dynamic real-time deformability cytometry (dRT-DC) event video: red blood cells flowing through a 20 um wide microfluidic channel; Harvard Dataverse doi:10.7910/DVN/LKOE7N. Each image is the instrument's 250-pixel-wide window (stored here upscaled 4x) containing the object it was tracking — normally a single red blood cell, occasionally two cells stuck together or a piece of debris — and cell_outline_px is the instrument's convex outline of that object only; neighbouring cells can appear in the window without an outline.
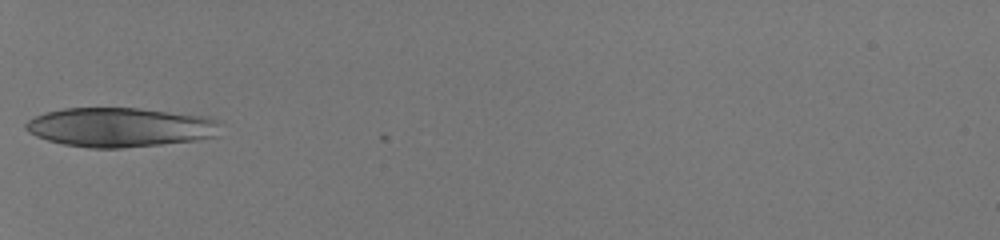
{"species": "human", "species_latin": "Homo sapiens", "temperature_condition": "room temperature", "stored_images_in_passage": 30, "camera_frame_rate_fps": 3000, "um_per_image_px": 0.085, "donor": {"sex": "male"}, "frame": {"image": 1, "passage_image": 1, "time_ms": 0.0, "image_size_px": [1000, 240], "cell_outline_px": [[216, 136], [196, 140], [124, 148], [88, 148], [64, 144], [48, 140], [36, 136], [28, 132], [24, 128], [24, 124], [28, 120], [44, 112], [64, 108], [136, 108], [212, 116], [216, 120]], "centroid_in_image_um": [10.16, 10.81], "position_along_channel_um": 74.8, "area_um2": 44.62}}
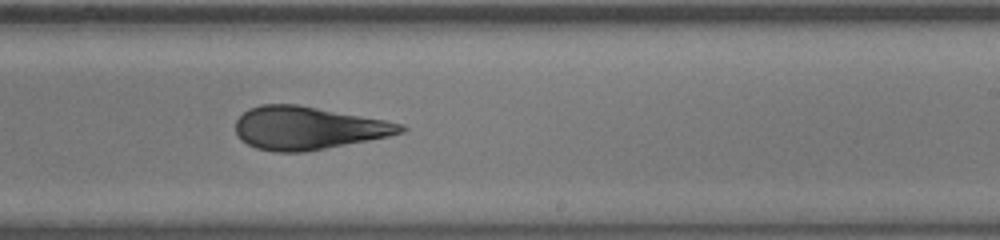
{"frame": {"image": 2, "passage_image": 15, "time_ms": 4.667, "image_size_px": [1000, 240], "cell_outline_px": [[408, 128], [404, 132], [388, 136], [368, 140], [304, 152], [276, 152], [256, 148], [240, 140], [236, 132], [236, 120], [248, 108], [260, 104], [296, 104], [384, 120], [404, 124]], "centroid_in_image_um": [26.15, 10.88], "position_along_channel_um": 262.9, "area_um2": 41.1}}
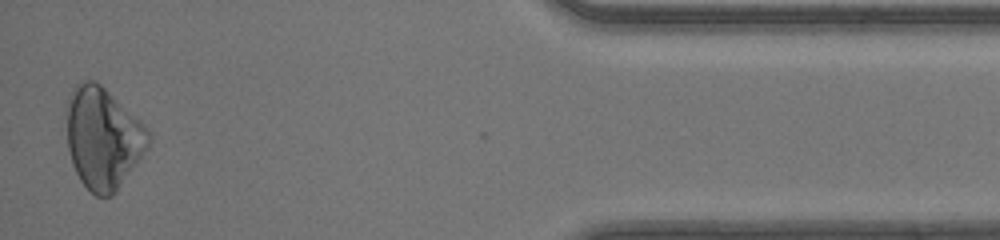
{"frame": {"image": 3, "passage_image": 30, "time_ms": 9.667, "image_size_px": [1000, 240], "cell_outline_px": [[152, 140], [148, 148], [112, 196], [96, 196], [80, 180], [72, 164], [68, 148], [64, 112], [64, 104], [72, 88], [76, 84], [84, 80], [96, 80], [140, 120], [148, 128], [152, 136]], "centroid_in_image_um": [8.72, 11.68], "position_along_channel_um": 426.5, "area_um2": 49.01}, "authors_computed_cell_mechanics": {"area_um2": 42.3096, "velocity_mm_per_s": 4.2213, "shape_relaxation_time_tau1_ms": 6.7361, "shape_relaxation_time_tau2_ms": 1.277, "deformation_change_tau1": 0.1834, "deformation_change_tau2": 0.0856}}